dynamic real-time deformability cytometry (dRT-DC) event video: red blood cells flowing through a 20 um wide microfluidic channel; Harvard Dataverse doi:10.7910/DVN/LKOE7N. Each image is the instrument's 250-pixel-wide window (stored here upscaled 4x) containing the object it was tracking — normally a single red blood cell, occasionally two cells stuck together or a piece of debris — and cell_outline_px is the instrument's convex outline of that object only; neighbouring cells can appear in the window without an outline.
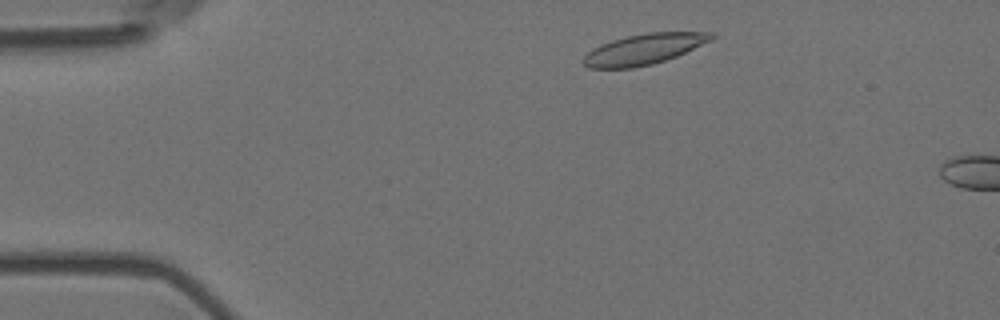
{"species": "Egyptian fruit bat (a non-hibernating species)", "species_latin": "Rousettus aegyptiacus", "temperature_condition": "room temperature", "stored_images_in_passage": 8, "camera_frame_rate_fps": 3000, "um_per_image_px": 0.085, "animal": {"sex": "female"}, "frame": {"image": 1, "passage_image": 4, "time_ms": 1.0, "image_size_px": [1000, 320], "cell_outline_px": [[716, 36], [712, 40], [676, 56], [652, 64], [632, 68], [588, 68], [580, 60], [592, 48], [600, 44], [612, 40], [628, 36], [648, 32], [716, 32]], "centroid_in_image_um": [54.72, 4.17], "position_along_channel_um": 30.3, "area_um2": 22.83}}